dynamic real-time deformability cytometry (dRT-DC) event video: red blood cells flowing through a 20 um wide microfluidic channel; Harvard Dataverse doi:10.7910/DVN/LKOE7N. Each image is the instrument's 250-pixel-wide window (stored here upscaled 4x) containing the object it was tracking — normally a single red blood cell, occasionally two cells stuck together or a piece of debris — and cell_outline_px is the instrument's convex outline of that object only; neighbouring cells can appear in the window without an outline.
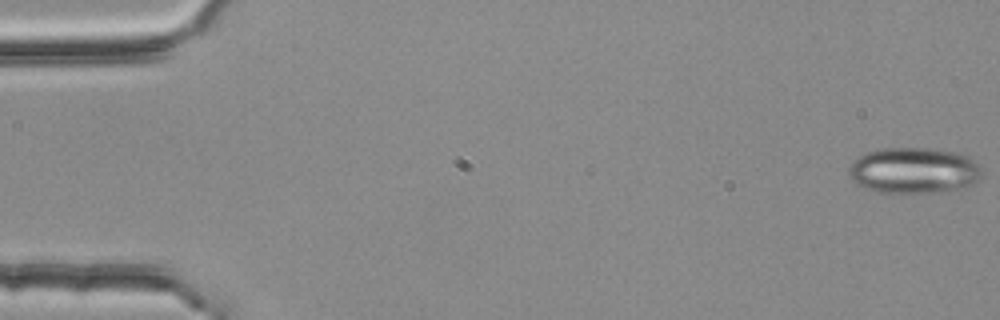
{"species": "common noctule bat (a hibernating species)", "species_latin": "Nyctalus noctula", "temperature_condition": "room temperature", "stored_images_in_passage": 4, "camera_frame_rate_fps": 3000, "um_per_image_px": 0.085, "animal": {"sex": "female", "body_mass_g": 25.1}, "frame": {"image": 1, "passage_image": 1, "time_ms": 0.0, "image_size_px": [1000, 320], "cell_outline_px": [[980, 176], [968, 188], [960, 192], [876, 192], [864, 188], [856, 184], [852, 180], [848, 172], [848, 168], [852, 160], [864, 152], [884, 148], [928, 148], [952, 152], [972, 156], [976, 160], [980, 168]], "centroid_in_image_um": [77.68, 14.5], "position_along_channel_um": 7.3, "area_um2": 36.3}}